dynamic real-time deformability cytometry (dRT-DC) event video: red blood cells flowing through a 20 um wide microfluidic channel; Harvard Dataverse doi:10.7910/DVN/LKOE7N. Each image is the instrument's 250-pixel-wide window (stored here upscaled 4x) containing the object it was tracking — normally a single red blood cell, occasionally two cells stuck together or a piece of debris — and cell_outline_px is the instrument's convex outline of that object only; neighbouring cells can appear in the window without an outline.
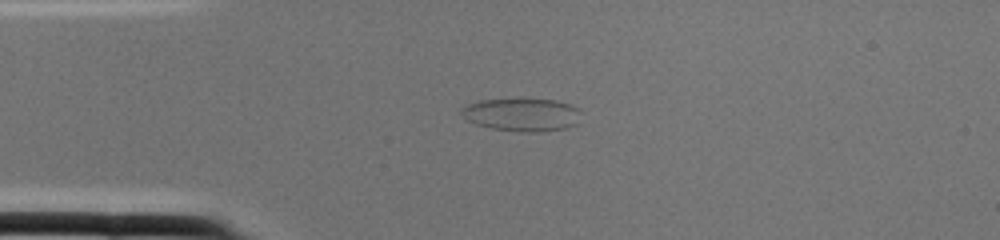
{"species": "common noctule bat (a hibernating species)", "species_latin": "Nyctalus noctula", "temperature_condition": "cold", "stored_images_in_passage": 1, "camera_frame_rate_fps": 3000, "um_per_image_px": 0.085, "animal": {"sex": "female", "body_mass_g": 22.0, "forearm_length_mm": 56.7}, "frame": {"image": 1, "passage_image": 1, "time_ms": 0.0, "image_size_px": [1000, 240], "cell_outline_px": [[580, 108], [576, 124], [568, 128], [536, 132], [520, 132], [492, 128], [476, 124], [468, 120], [460, 112], [460, 108], [468, 104], [480, 100], [556, 100]], "centroid_in_image_um": [44.36, 9.76], "position_along_channel_um": 40.6, "area_um2": 22.66}}